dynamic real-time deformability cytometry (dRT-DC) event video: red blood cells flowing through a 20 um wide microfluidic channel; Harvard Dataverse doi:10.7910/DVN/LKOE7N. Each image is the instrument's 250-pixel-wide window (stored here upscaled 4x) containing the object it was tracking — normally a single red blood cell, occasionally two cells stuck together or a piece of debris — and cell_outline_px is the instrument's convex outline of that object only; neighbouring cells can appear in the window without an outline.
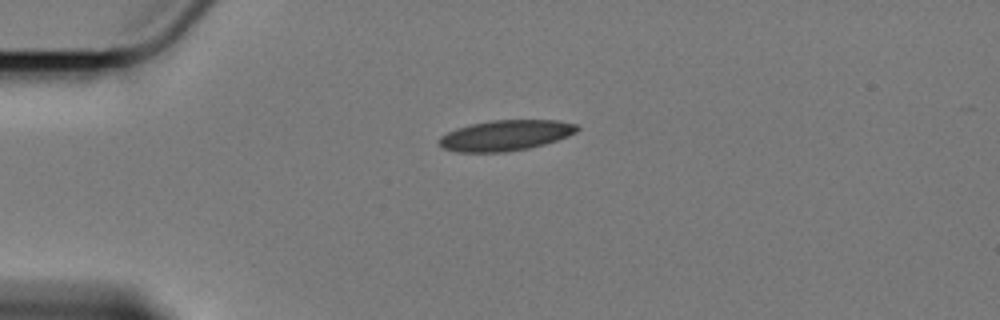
{"species": "Egyptian fruit bat (a non-hibernating species)", "species_latin": "Rousettus aegyptiacus", "temperature_condition": "cold", "stored_images_in_passage": 39, "camera_frame_rate_fps": 3000, "um_per_image_px": 0.085, "animal": {"sex": "female"}, "frame": {"image": 1, "passage_image": 1, "time_ms": 0.0, "image_size_px": [1000, 320], "cell_outline_px": [[580, 128], [576, 132], [556, 140], [544, 144], [528, 148], [504, 152], [460, 152], [444, 148], [440, 144], [440, 136], [456, 128], [472, 124], [492, 120], [556, 120], [576, 124]], "centroid_in_image_um": [42.98, 11.5], "position_along_channel_um": 42.0, "area_um2": 24.28}}
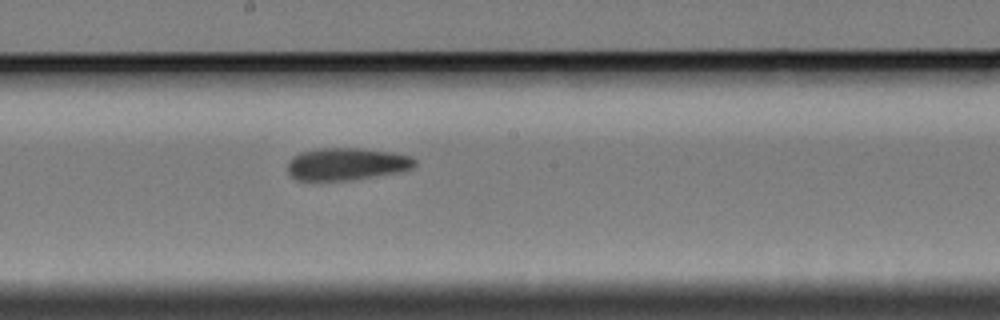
{"frame": {"image": 2, "passage_image": 19, "time_ms": 6.0, "image_size_px": [1000, 320], "cell_outline_px": [[416, 164], [412, 168], [396, 172], [352, 180], [296, 180], [288, 172], [288, 164], [292, 156], [300, 152], [320, 148], [360, 148], [392, 152], [412, 156], [416, 160]], "centroid_in_image_um": [29.46, 13.93], "position_along_channel_um": 218.7, "area_um2": 23.93}}
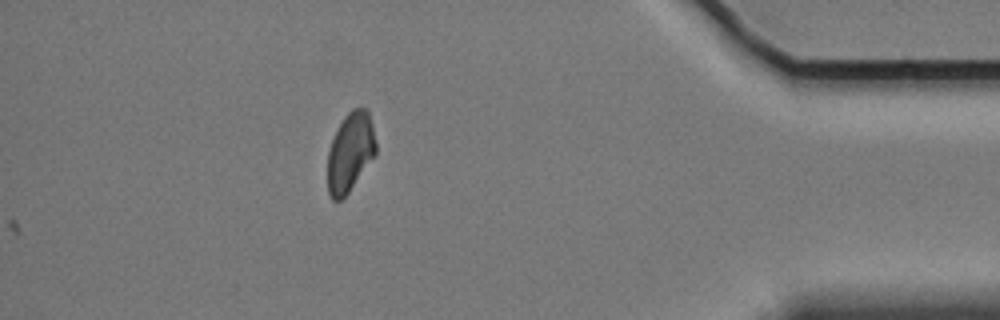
{"frame": {"image": 3, "passage_image": 39, "time_ms": 12.667, "image_size_px": [1000, 320], "cell_outline_px": [[376, 152], [348, 192], [340, 200], [332, 200], [328, 192], [328, 152], [332, 140], [344, 116], [352, 108], [364, 108], [368, 112], [372, 124], [376, 144]], "centroid_in_image_um": [29.75, 12.92], "position_along_channel_um": 405.4, "area_um2": 21.73}, "authors_computed_cell_mechanics": {"area_um2": 23.9292, "velocity_mm_per_s": 3.4129, "shape_relaxation_time_tau1_ms": 11.0767, "shape_relaxation_time_tau2_ms": 4.652, "deformation_change_tau1": 0.1864, "deformation_change_tau2": 0.1171}}